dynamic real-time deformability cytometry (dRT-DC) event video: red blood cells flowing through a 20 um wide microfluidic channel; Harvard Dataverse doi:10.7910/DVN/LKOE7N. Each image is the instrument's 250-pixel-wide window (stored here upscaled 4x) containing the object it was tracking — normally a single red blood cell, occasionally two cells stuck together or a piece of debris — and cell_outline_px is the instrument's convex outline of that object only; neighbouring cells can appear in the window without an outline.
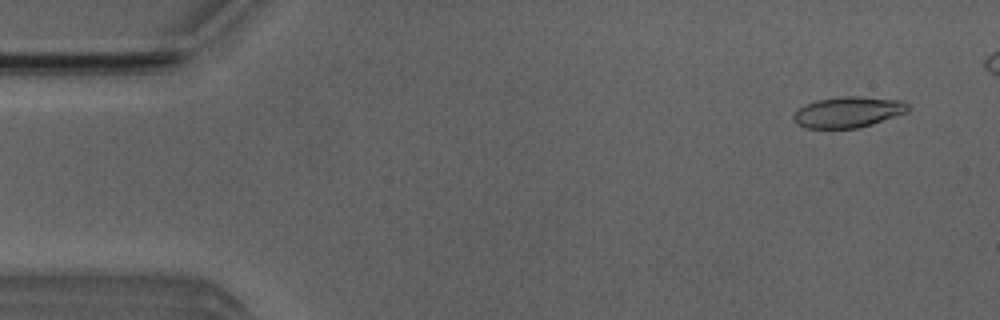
{"species": "Egyptian fruit bat (a non-hibernating species)", "species_latin": "Rousettus aegyptiacus", "temperature_condition": "room temperature", "stored_images_in_passage": 44, "camera_frame_rate_fps": 3000, "um_per_image_px": 0.085, "animal": {"sex": "male"}, "frame": {"image": 1, "passage_image": 2, "time_ms": 0.333, "image_size_px": [1000, 320], "cell_outline_px": [[912, 108], [908, 112], [872, 124], [856, 128], [804, 128], [792, 120], [792, 116], [804, 104], [816, 100], [840, 96], [860, 96], [900, 100], [908, 104]], "centroid_in_image_um": [72.1, 9.52], "position_along_channel_um": 12.9, "area_um2": 20.75}}
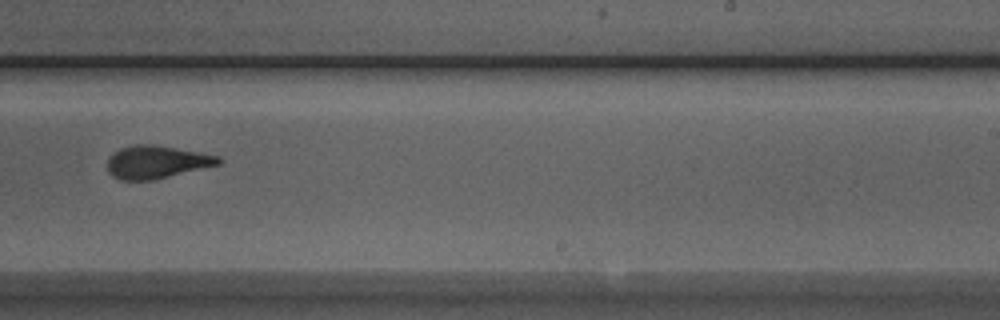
{"frame": {"image": 2, "passage_image": 30, "time_ms": 9.667, "image_size_px": [1000, 320], "cell_outline_px": [[224, 160], [220, 164], [152, 180], [120, 180], [112, 176], [108, 172], [108, 160], [112, 152], [120, 148], [136, 144], [152, 144], [220, 156]], "centroid_in_image_um": [13.29, 13.77], "position_along_channel_um": 275.7, "area_um2": 21.15}}
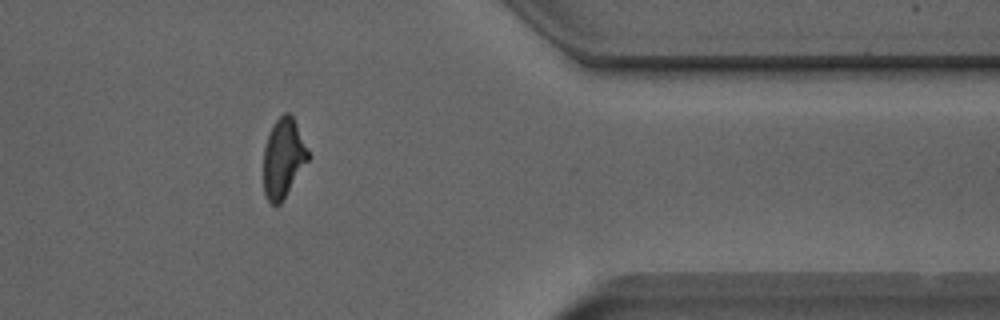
{"frame": {"image": 3, "passage_image": 40, "time_ms": 13.0, "image_size_px": [1000, 320], "cell_outline_px": [[312, 156], [280, 204], [272, 204], [268, 200], [264, 192], [264, 148], [268, 136], [276, 120], [284, 112], [288, 112], [292, 116]], "centroid_in_image_um": [24.11, 13.44], "position_along_channel_um": 387.3, "area_um2": 20.52}, "authors_computed_cell_mechanics": {"area_um2": 21.1259, "velocity_mm_per_s": 3.9892, "shape_relaxation_time_tau1_ms": 5.1307, "shape_relaxation_time_tau2_ms": 1.777, "deformation_change_tau1": 0.1868, "deformation_change_tau2": 0.102}}